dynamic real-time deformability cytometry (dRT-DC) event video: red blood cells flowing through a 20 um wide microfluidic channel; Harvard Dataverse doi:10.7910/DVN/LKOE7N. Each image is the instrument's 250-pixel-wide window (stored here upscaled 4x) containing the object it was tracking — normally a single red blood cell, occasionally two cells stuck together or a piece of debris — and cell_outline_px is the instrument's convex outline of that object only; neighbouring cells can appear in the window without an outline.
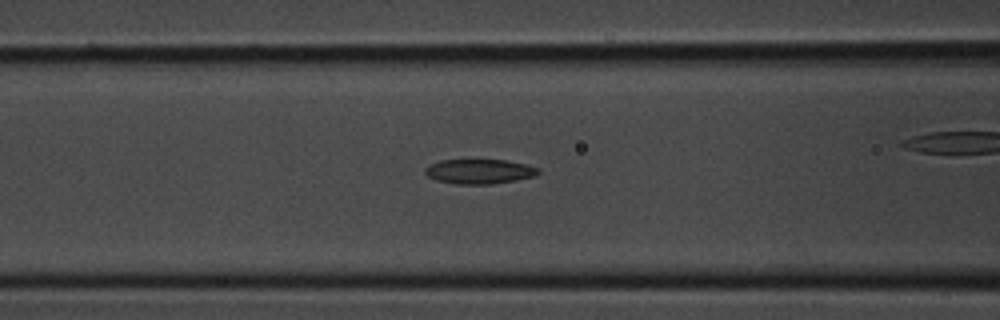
{"species": "common noctule bat (a hibernating species)", "species_latin": "Nyctalus noctula", "temperature_condition": "room temperature", "stored_images_in_passage": 28, "camera_frame_rate_fps": 3000, "um_per_image_px": 0.085, "animal": {"sex": "male", "body_mass_g": 20.1, "forearm_length_mm": 53.5}, "frame": {"image": 1, "passage_image": 5, "time_ms": 1.333, "image_size_px": [1000, 320], "cell_outline_px": [[540, 172], [536, 176], [516, 180], [492, 184], [456, 184], [436, 180], [428, 176], [424, 172], [424, 168], [428, 164], [440, 160], [508, 160], [540, 168]], "centroid_in_image_um": [40.74, 14.57], "position_along_channel_um": 125.9, "area_um2": 16.42}}
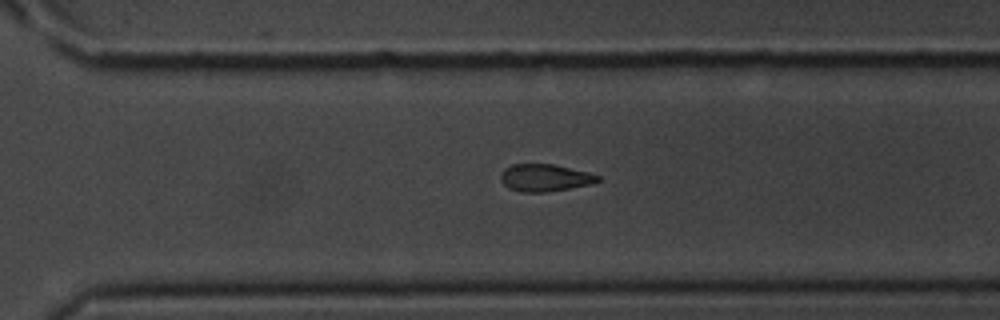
{"frame": {"image": 2, "passage_image": 16, "time_ms": 5.0, "image_size_px": [1000, 320], "cell_outline_px": [[600, 180], [592, 184], [544, 192], [520, 192], [508, 188], [500, 180], [500, 176], [504, 168], [512, 164], [552, 164], [588, 172], [600, 176]], "centroid_in_image_um": [46.29, 15.11], "position_along_channel_um": 324.3, "area_um2": 15.37}}